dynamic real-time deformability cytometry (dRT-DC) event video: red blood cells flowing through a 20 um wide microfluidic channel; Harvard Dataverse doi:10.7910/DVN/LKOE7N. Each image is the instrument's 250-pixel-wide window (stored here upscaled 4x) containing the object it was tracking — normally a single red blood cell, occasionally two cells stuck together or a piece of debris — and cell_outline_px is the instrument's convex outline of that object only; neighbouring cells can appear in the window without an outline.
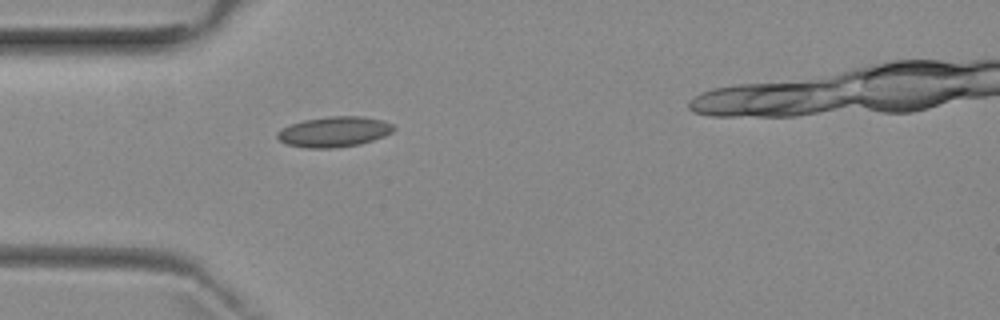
{"species": "common noctule bat (a hibernating species)", "species_latin": "Nyctalus noctula", "temperature_condition": "room temperature", "stored_images_in_passage": 2, "camera_frame_rate_fps": 3000, "um_per_image_px": 0.085, "animal": {"sex": "female", "body_mass_g": 29.2, "forearm_length_mm": 56.3}, "frame": {"image": 1, "passage_image": 1, "time_ms": 0.0, "image_size_px": [1000, 320], "cell_outline_px": [[396, 128], [392, 132], [384, 136], [360, 144], [336, 148], [304, 148], [288, 144], [280, 140], [276, 136], [276, 132], [292, 124], [304, 120], [328, 116], [364, 116], [380, 120], [392, 124]], "centroid_in_image_um": [28.41, 11.2], "position_along_channel_um": 56.6, "area_um2": 20.52}}